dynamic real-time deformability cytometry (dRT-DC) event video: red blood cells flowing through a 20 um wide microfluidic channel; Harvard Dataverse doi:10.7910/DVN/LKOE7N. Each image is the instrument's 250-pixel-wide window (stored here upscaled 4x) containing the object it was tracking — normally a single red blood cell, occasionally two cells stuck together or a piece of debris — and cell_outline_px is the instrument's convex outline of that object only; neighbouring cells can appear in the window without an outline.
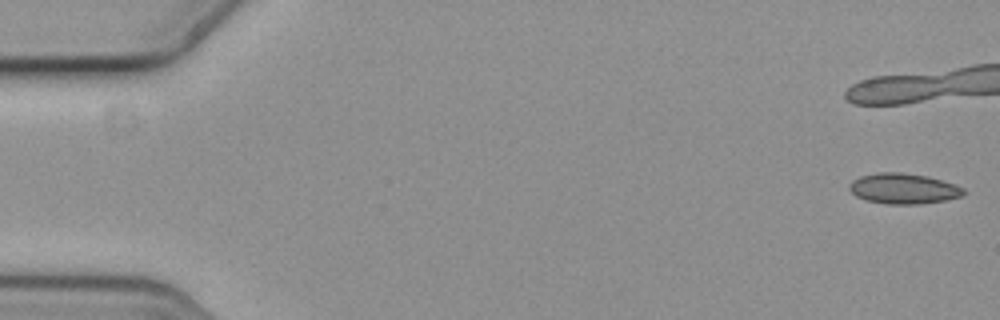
{"species": "common noctule bat (a hibernating species)", "species_latin": "Nyctalus noctula", "temperature_condition": "cold", "stored_images_in_passage": 25, "camera_frame_rate_fps": 3000, "um_per_image_px": 0.085, "animal": {"sex": "female", "body_mass_g": 19.3, "forearm_length_mm": 54.1}, "frame": {"image": 1, "passage_image": 1, "time_ms": 0.0, "image_size_px": [1000, 320], "cell_outline_px": [[964, 192], [960, 196], [944, 200], [916, 204], [888, 204], [868, 200], [856, 196], [848, 188], [848, 184], [852, 180], [860, 176], [880, 172], [900, 172], [928, 176], [964, 188]], "centroid_in_image_um": [76.74, 16.02], "position_along_channel_um": 8.3, "area_um2": 20.0}}